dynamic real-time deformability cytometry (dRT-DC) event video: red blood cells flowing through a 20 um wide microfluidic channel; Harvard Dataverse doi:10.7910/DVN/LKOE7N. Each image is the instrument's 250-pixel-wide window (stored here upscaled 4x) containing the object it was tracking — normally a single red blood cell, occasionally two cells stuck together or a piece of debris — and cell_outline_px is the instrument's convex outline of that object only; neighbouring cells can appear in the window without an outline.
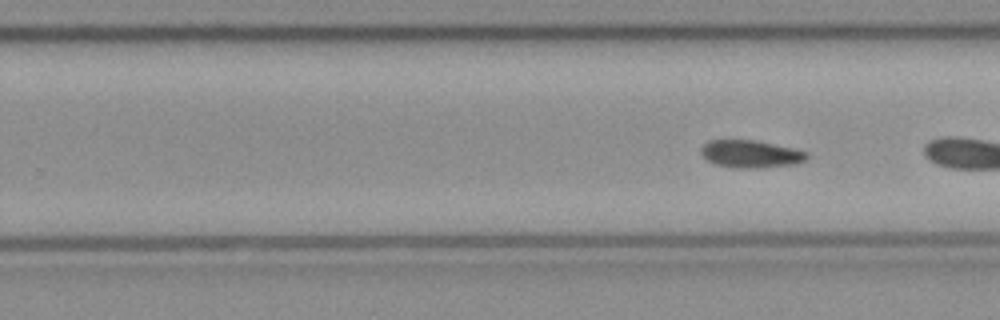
{"species": "common noctule bat (a hibernating species)", "species_latin": "Nyctalus noctula", "temperature_condition": "cold", "stored_images_in_passage": 10, "segment_of_instrument_passage": [3, 3], "camera_frame_rate_fps": 3000, "um_per_image_px": 0.085, "animal": {"sex": "female", "body_mass_g": 21.9}, "frame": {"image": 1, "passage_image": 10, "time_ms": 3.0, "image_size_px": [1000, 320], "cell_outline_px": [[808, 160], [796, 164], [760, 168], [736, 168], [716, 164], [708, 160], [700, 152], [700, 148], [708, 140], [756, 140], [792, 148], [808, 152]], "centroid_in_image_um": [63.84, 13.09], "position_along_channel_um": 266.0, "area_um2": 17.05}}